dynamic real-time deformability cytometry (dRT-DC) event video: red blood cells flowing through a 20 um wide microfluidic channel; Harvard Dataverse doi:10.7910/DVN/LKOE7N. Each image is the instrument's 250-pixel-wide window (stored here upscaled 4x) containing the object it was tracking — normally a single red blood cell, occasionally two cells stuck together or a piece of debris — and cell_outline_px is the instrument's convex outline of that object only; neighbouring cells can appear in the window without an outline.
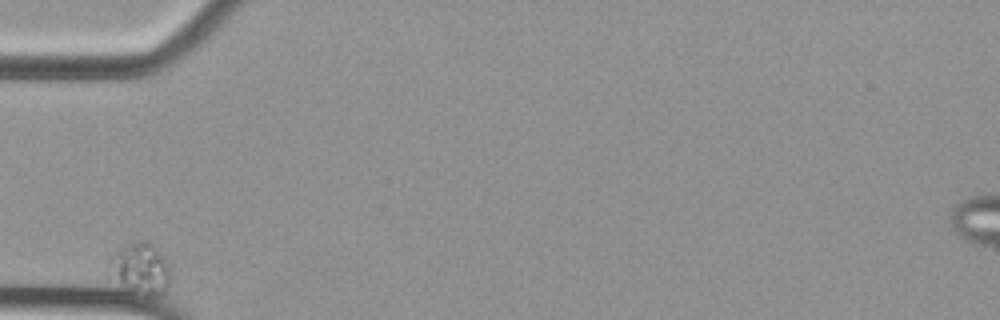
{"species": "Egyptian fruit bat (a non-hibernating species)", "species_latin": "Rousettus aegyptiacus", "temperature_condition": "cold", "stored_images_in_passage": 37, "camera_frame_rate_fps": 3000, "um_per_image_px": 0.085, "animal": {"sex": "female"}, "frame": {"image": 1, "passage_image": 1, "time_ms": 0.0, "image_size_px": [1000, 320], "cell_outline_px": [[168, 288], [164, 296], [152, 300], [128, 292], [108, 272], [108, 256], [116, 248], [124, 244], [140, 240], [148, 240], [164, 256], [168, 264]], "centroid_in_image_um": [11.9, 22.88], "position_along_channel_um": 73.1, "area_um2": 19.54}}
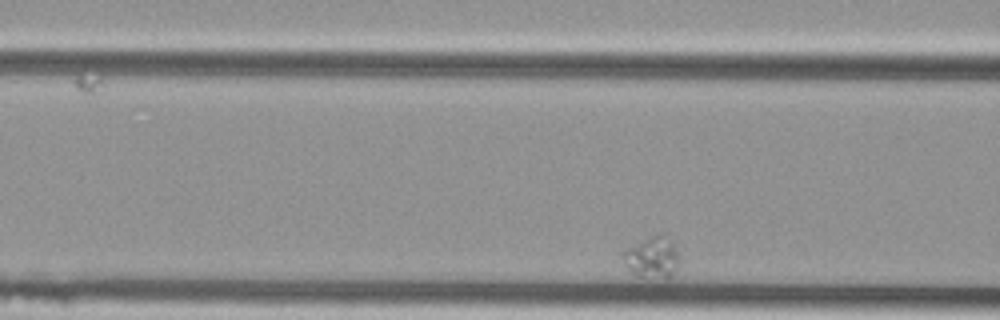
{"frame": {"image": 2, "passage_image": 6, "time_ms": 1.667, "image_size_px": [1000, 320], "cell_outline_px": [[676, 268], [672, 276], [664, 280], [636, 276], [624, 264], [620, 252], [624, 248], [656, 232], [668, 232], [676, 252]], "centroid_in_image_um": [55.38, 21.83], "position_along_channel_um": 111.2, "area_um2": 14.22}}
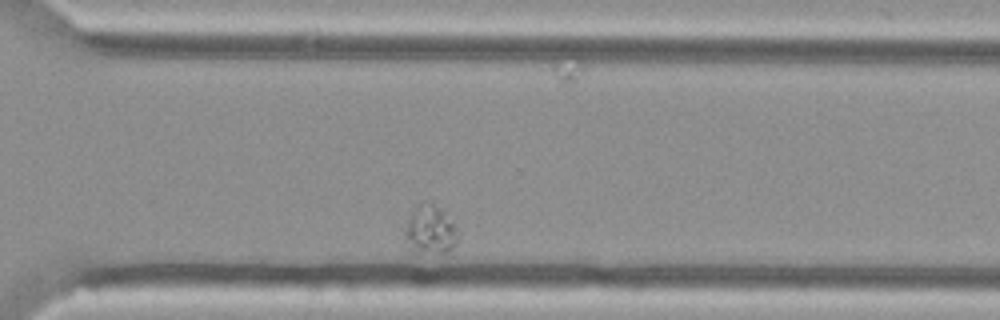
{"frame": {"image": 3, "passage_image": 32, "time_ms": 10.333, "image_size_px": [1000, 320], "cell_outline_px": [[460, 232], [456, 244], [448, 252], [440, 256], [420, 256], [412, 252], [404, 240], [404, 232], [408, 220], [416, 208], [432, 204], [444, 212]], "centroid_in_image_um": [36.58, 19.73], "position_along_channel_um": 334.0, "area_um2": 15.37}}